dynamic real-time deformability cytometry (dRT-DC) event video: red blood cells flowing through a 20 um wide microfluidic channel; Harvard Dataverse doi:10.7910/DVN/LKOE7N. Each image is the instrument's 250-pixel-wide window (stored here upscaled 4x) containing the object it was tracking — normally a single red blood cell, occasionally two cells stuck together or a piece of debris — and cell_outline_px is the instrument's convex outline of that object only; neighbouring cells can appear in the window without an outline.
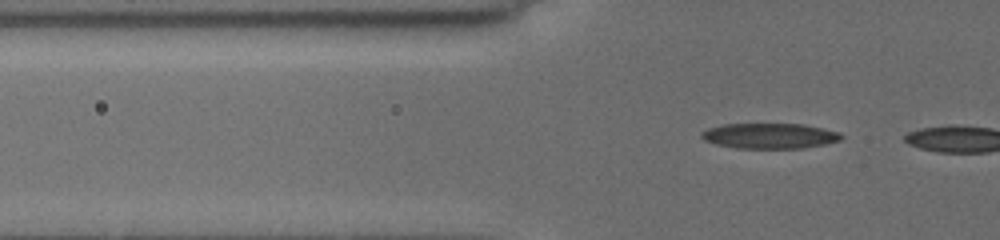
{"species": "common noctule bat (a hibernating species)", "species_latin": "Nyctalus noctula", "temperature_condition": "cold", "stored_images_in_passage": 8, "segment_of_instrument_passage": [2, 2], "camera_frame_rate_fps": 3000, "um_per_image_px": 0.085, "animal": {"sex": "female", "body_mass_g": 19.5, "forearm_length_mm": 54.1}, "frame": {"image": 1, "passage_image": 8, "time_ms": 7.0, "image_size_px": [1000, 240], "cell_outline_px": [[844, 136], [840, 140], [824, 144], [804, 148], [736, 148], [716, 144], [704, 140], [700, 136], [700, 132], [708, 128], [724, 124], [804, 124], [824, 128], [840, 132]], "centroid_in_image_um": [65.43, 11.54], "position_along_channel_um": 60.4, "area_um2": 20.75}}